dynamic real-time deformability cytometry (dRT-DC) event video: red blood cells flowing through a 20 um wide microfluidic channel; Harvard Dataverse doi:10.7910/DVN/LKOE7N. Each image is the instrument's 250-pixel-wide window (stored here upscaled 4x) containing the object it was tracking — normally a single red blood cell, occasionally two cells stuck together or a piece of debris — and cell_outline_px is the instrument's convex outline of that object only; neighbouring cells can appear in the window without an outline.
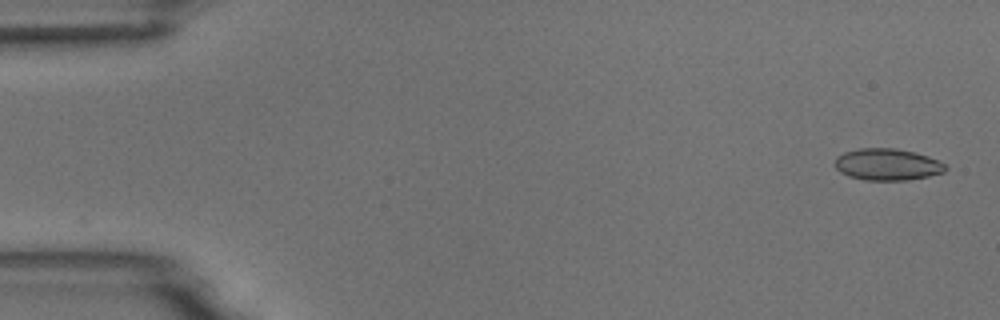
{"species": "common noctule bat (a hibernating species)", "species_latin": "Nyctalus noctula", "temperature_condition": "room temperature", "stored_images_in_passage": 54, "camera_frame_rate_fps": 3000, "um_per_image_px": 0.085, "animal": {"sex": "male", "body_mass_g": 18.8}, "frame": {"image": 1, "passage_image": 1, "time_ms": 0.0, "image_size_px": [1000, 320], "cell_outline_px": [[948, 168], [944, 172], [928, 176], [908, 180], [864, 180], [848, 176], [840, 172], [836, 168], [836, 156], [844, 152], [860, 148], [896, 148], [928, 156], [944, 164]], "centroid_in_image_um": [75.4, 13.98], "position_along_channel_um": 9.6, "area_um2": 20.35}}
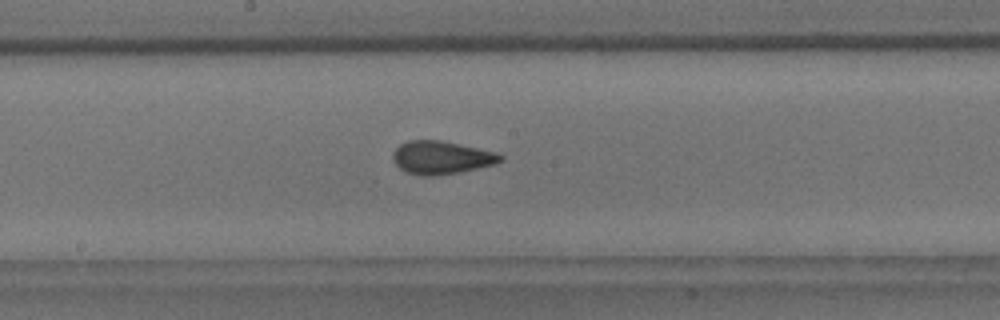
{"frame": {"image": 2, "passage_image": 28, "time_ms": 9.0, "image_size_px": [1000, 320], "cell_outline_px": [[504, 160], [496, 164], [460, 172], [436, 176], [420, 176], [408, 172], [400, 168], [392, 160], [392, 152], [400, 144], [408, 140], [440, 140], [460, 144], [496, 152], [504, 156]], "centroid_in_image_um": [37.52, 13.39], "position_along_channel_um": 210.7, "area_um2": 20.92}}
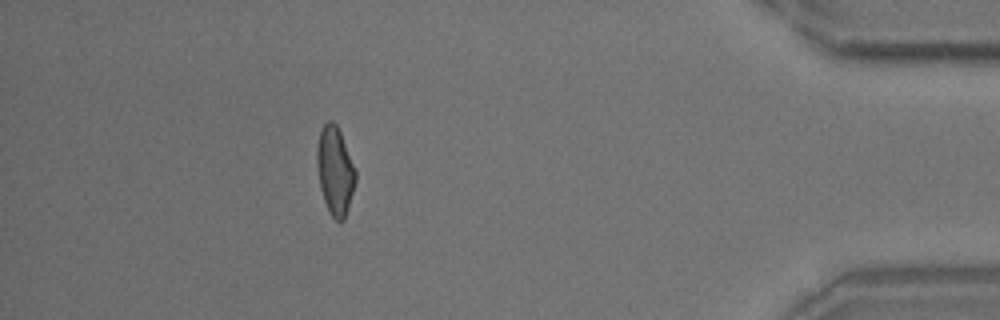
{"frame": {"image": 3, "passage_image": 48, "time_ms": 15.667, "image_size_px": [1000, 320], "cell_outline_px": [[356, 180], [344, 220], [336, 220], [332, 216], [324, 200], [320, 188], [316, 164], [316, 148], [320, 132], [324, 124], [328, 120], [332, 120], [336, 124], [340, 132], [356, 168]], "centroid_in_image_um": [28.47, 14.48], "position_along_channel_um": 406.7, "area_um2": 19.77}, "authors_computed_cell_mechanics": {"area_um2": 20.3167, "velocity_mm_per_s": 3.6929, "shape_relaxation_time_tau1_ms": null, "shape_relaxation_time_tau2_ms": 1.3737, "deformation_change_tau1": null, "deformation_change_tau2": 0.0761}}